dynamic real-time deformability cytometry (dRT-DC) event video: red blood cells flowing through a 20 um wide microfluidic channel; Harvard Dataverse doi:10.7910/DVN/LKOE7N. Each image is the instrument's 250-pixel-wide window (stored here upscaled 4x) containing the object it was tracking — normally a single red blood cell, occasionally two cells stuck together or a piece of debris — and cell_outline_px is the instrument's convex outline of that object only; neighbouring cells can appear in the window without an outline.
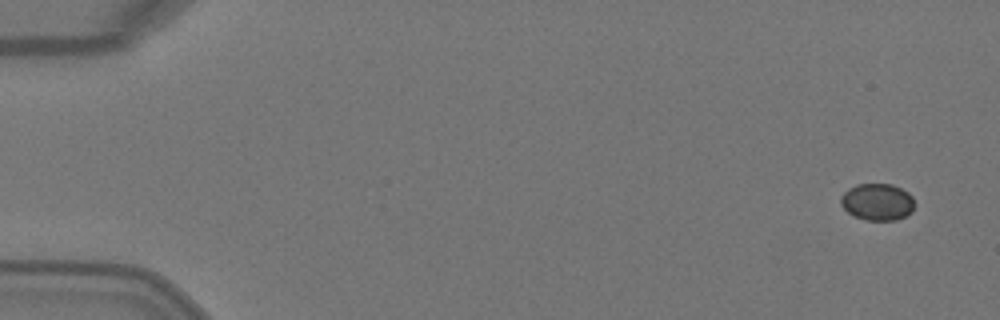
{"species": "Egyptian fruit bat (a non-hibernating species)", "species_latin": "Rousettus aegyptiacus", "temperature_condition": "warm", "stored_images_in_passage": 5, "camera_frame_rate_fps": 3000, "um_per_image_px": 0.085, "animal": {"sex": "female"}, "frame": {"image": 1, "passage_image": 1, "time_ms": 0.0, "image_size_px": [1000, 320], "cell_outline_px": [[916, 204], [912, 212], [896, 220], [868, 220], [852, 216], [840, 204], [840, 196], [848, 188], [856, 184], [892, 184], [908, 192], [912, 196]], "centroid_in_image_um": [74.57, 17.16], "position_along_channel_um": 10.4, "area_um2": 16.07}}
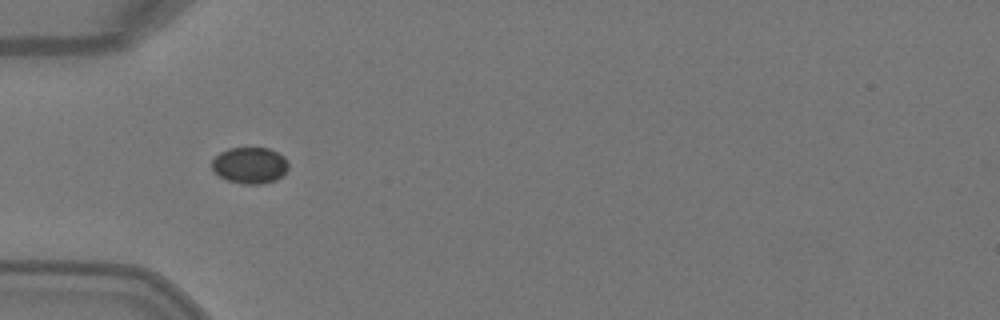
{"frame": {"image": 2, "passage_image": 5, "time_ms": 1.333, "image_size_px": [1000, 320], "cell_outline_px": [[288, 168], [276, 180], [260, 184], [244, 184], [228, 180], [220, 176], [212, 168], [212, 160], [220, 152], [228, 148], [268, 148], [284, 156], [288, 160]], "centroid_in_image_um": [21.24, 14.04], "position_along_channel_um": 63.8, "area_um2": 16.07}}